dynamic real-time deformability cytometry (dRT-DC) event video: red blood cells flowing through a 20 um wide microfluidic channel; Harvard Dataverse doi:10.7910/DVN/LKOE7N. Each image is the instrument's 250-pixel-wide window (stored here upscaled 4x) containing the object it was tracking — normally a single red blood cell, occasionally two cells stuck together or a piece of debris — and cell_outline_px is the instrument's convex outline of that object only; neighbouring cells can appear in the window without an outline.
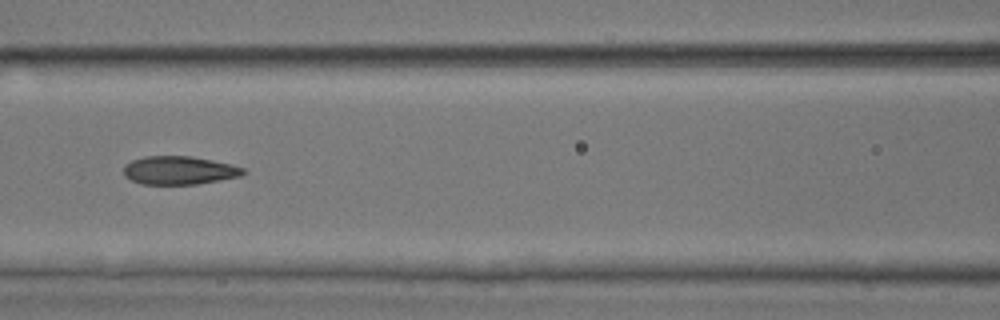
{"species": "common noctule bat (a hibernating species)", "species_latin": "Nyctalus noctula", "temperature_condition": "room temperature", "stored_images_in_passage": 7, "camera_frame_rate_fps": 3000, "um_per_image_px": 0.085, "animal": {"sex": "male", "body_mass_g": 17.9, "forearm_length_mm": 54.2}, "frame": {"image": 1, "passage_image": 7, "time_ms": 7.667, "image_size_px": [1000, 320], "cell_outline_px": [[248, 172], [240, 176], [220, 180], [196, 184], [140, 184], [124, 176], [124, 164], [132, 160], [144, 156], [192, 156], [232, 164], [244, 168]], "centroid_in_image_um": [15.24, 14.47], "position_along_channel_um": 151.4, "area_um2": 19.88}}